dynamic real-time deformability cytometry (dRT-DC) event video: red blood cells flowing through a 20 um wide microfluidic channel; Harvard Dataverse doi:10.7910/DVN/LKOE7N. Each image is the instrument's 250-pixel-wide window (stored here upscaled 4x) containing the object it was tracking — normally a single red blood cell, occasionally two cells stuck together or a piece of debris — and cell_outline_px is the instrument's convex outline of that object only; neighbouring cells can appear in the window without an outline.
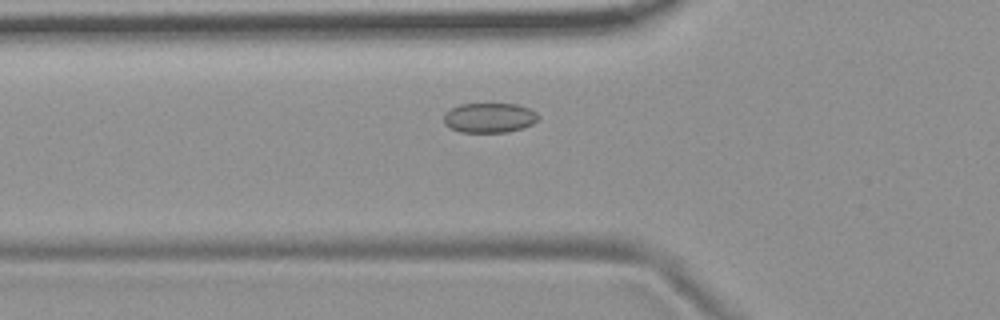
{"species": "common noctule bat (a hibernating species)", "species_latin": "Nyctalus noctula", "temperature_condition": "room temperature", "stored_images_in_passage": 38, "camera_frame_rate_fps": 3000, "um_per_image_px": 0.085, "animal": {"sex": "female", "body_mass_g": 19.9}, "frame": {"image": 1, "passage_image": 2, "time_ms": 0.333, "image_size_px": [1000, 320], "cell_outline_px": [[536, 120], [532, 124], [524, 128], [508, 132], [460, 132], [444, 124], [444, 116], [452, 108], [460, 104], [516, 104], [528, 108], [536, 112]], "centroid_in_image_um": [41.59, 10.02], "position_along_channel_um": 84.2, "area_um2": 16.18}}
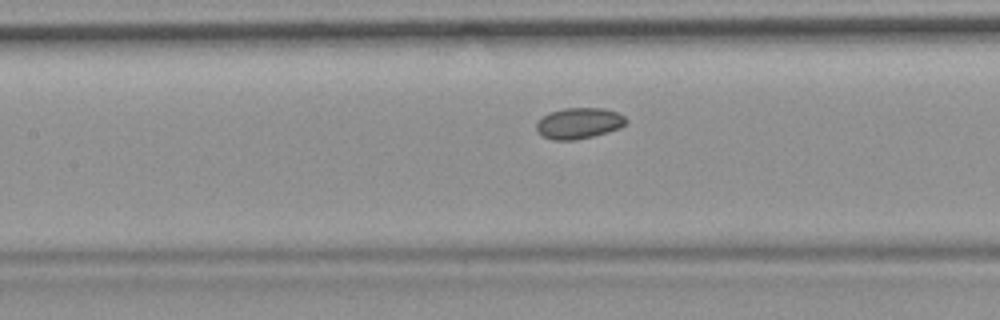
{"frame": {"image": 2, "passage_image": 8, "time_ms": 2.333, "image_size_px": [1000, 320], "cell_outline_px": [[628, 120], [620, 128], [592, 136], [572, 140], [552, 140], [536, 132], [536, 124], [548, 112], [564, 108], [604, 108], [616, 112], [624, 116]], "centroid_in_image_um": [49.19, 10.47], "position_along_channel_um": 158.2, "area_um2": 16.07}}
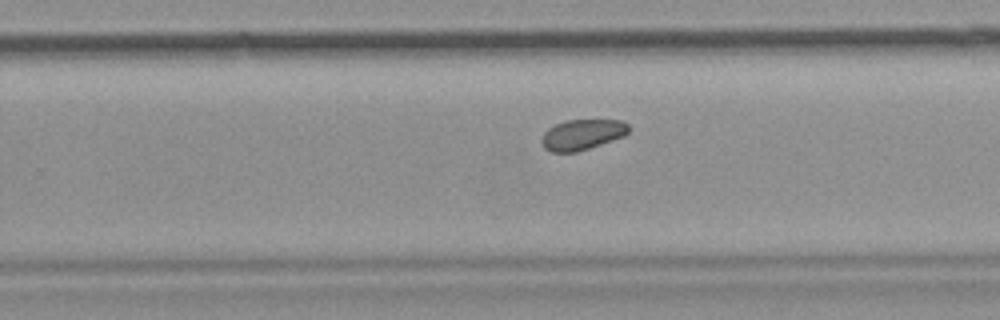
{"frame": {"image": 3, "passage_image": 18, "time_ms": 5.667, "image_size_px": [1000, 320], "cell_outline_px": [[628, 132], [624, 136], [576, 152], [552, 152], [544, 148], [540, 140], [544, 132], [548, 128], [564, 120], [620, 120], [628, 124]], "centroid_in_image_um": [49.45, 11.43], "position_along_channel_um": 280.4, "area_um2": 15.37}}